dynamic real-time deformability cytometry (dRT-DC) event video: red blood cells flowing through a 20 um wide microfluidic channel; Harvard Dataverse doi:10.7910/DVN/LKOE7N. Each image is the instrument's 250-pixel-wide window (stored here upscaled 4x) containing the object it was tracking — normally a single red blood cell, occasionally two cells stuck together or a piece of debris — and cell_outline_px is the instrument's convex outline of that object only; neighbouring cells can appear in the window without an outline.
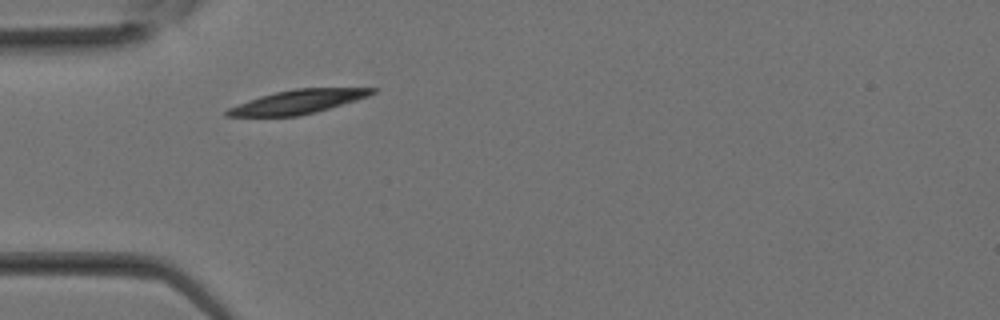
{"species": "Egyptian fruit bat (a non-hibernating species)", "species_latin": "Rousettus aegyptiacus", "temperature_condition": "room temperature", "stored_images_in_passage": 3, "camera_frame_rate_fps": 3000, "um_per_image_px": 0.085, "animal": {"sex": "female"}, "frame": {"image": 1, "passage_image": 1, "time_ms": 0.0, "image_size_px": [1000, 320], "cell_outline_px": [[380, 88], [376, 92], [368, 96], [356, 100], [316, 112], [300, 116], [224, 116], [224, 112], [228, 108], [248, 100], [260, 96], [276, 92], [296, 88]], "centroid_in_image_um": [25.32, 8.65], "position_along_channel_um": 59.7, "area_um2": 20.06}}